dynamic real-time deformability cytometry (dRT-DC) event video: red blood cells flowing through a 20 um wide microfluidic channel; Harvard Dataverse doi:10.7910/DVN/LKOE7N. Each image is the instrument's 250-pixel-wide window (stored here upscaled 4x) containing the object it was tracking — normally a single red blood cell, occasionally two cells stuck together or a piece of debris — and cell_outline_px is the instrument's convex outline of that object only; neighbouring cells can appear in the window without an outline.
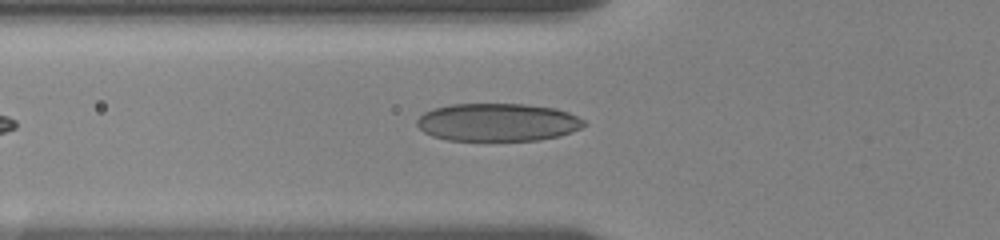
{"species": "human", "species_latin": "Homo sapiens", "temperature_condition": "room temperature", "stored_images_in_passage": 20, "camera_frame_rate_fps": 3000, "um_per_image_px": 0.085, "donor": {"sex": "female"}, "frame": {"image": 1, "passage_image": 4, "time_ms": 1.667, "image_size_px": [1000, 240], "cell_outline_px": [[588, 124], [572, 132], [560, 136], [540, 140], [448, 140], [432, 136], [424, 132], [416, 124], [416, 120], [424, 112], [432, 108], [452, 104], [524, 104], [556, 108], [568, 112], [584, 120]], "centroid_in_image_um": [42.31, 10.39], "position_along_channel_um": 83.5, "area_um2": 37.05}}
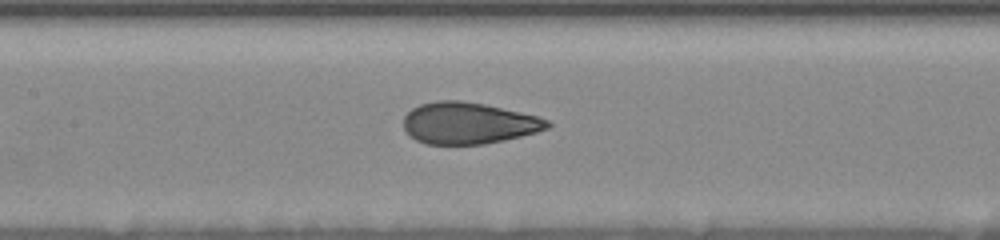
{"frame": {"image": 2, "passage_image": 10, "time_ms": 4.0, "image_size_px": [1000, 240], "cell_outline_px": [[552, 124], [548, 128], [536, 132], [504, 140], [484, 144], [424, 144], [408, 136], [404, 128], [404, 116], [412, 108], [420, 104], [436, 100], [460, 100], [484, 104], [520, 112], [536, 116], [548, 120]], "centroid_in_image_um": [39.78, 10.47], "position_along_channel_um": 167.6, "area_um2": 34.85}}
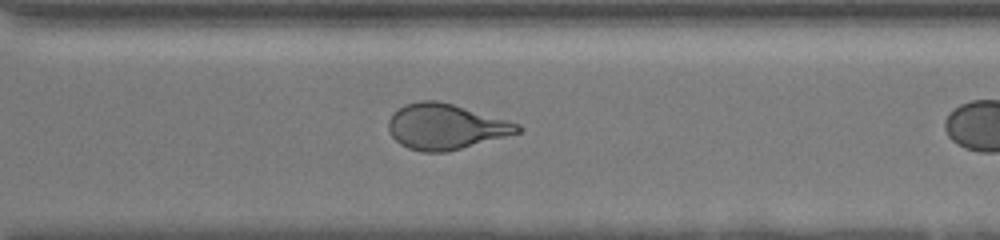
{"frame": {"image": 3, "passage_image": 19, "time_ms": 7.333, "image_size_px": [1000, 240], "cell_outline_px": [[520, 132], [448, 152], [424, 152], [408, 148], [400, 144], [392, 136], [388, 128], [388, 120], [392, 112], [404, 104], [420, 100], [440, 100], [520, 124]], "centroid_in_image_um": [37.83, 10.75], "position_along_channel_um": 332.8, "area_um2": 34.22}}